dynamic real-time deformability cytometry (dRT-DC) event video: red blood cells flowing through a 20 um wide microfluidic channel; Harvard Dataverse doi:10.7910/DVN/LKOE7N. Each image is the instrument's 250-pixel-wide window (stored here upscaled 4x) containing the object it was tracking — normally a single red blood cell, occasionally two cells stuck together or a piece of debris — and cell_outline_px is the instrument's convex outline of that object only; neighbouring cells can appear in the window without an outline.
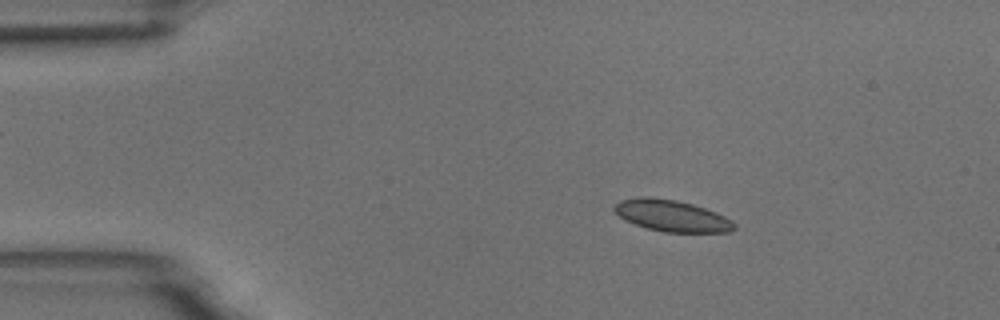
{"species": "common noctule bat (a hibernating species)", "species_latin": "Nyctalus noctula", "temperature_condition": "room temperature", "stored_images_in_passage": 59, "camera_frame_rate_fps": 3000, "um_per_image_px": 0.085, "animal": {"sex": "male", "body_mass_g": 18.8}, "frame": {"image": 1, "passage_image": 10, "time_ms": 3.0, "image_size_px": [1000, 320], "cell_outline_px": [[736, 228], [732, 232], [664, 232], [648, 228], [624, 220], [612, 208], [620, 200], [640, 196], [648, 196], [676, 200], [692, 204], [716, 212], [732, 220], [736, 224]], "centroid_in_image_um": [57.11, 18.33], "position_along_channel_um": 27.9, "area_um2": 22.02}}
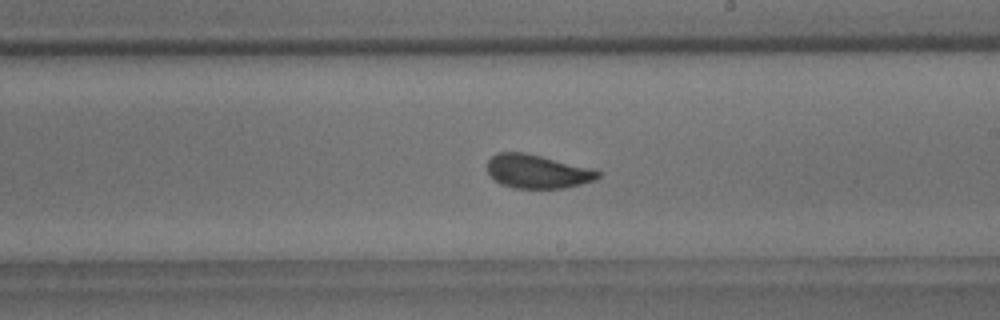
{"frame": {"image": 2, "passage_image": 34, "time_ms": 11.0, "image_size_px": [1000, 320], "cell_outline_px": [[600, 176], [596, 180], [564, 188], [512, 188], [500, 184], [488, 172], [488, 160], [496, 152], [524, 152], [588, 168], [600, 172]], "centroid_in_image_um": [45.63, 14.58], "position_along_channel_um": 243.4, "area_um2": 21.39}}
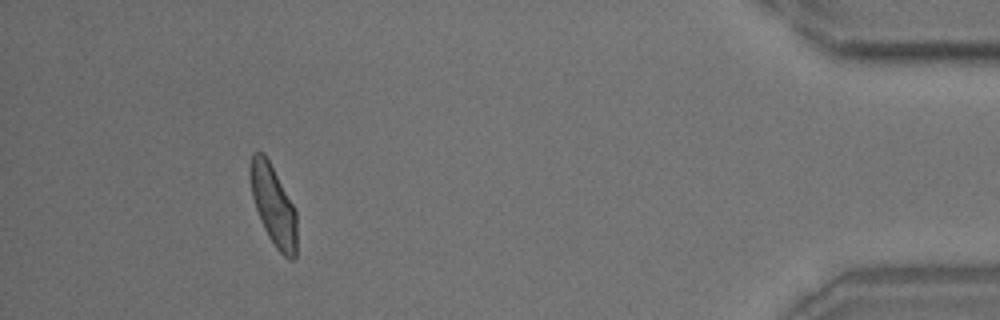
{"frame": {"image": 3, "passage_image": 54, "time_ms": 17.667, "image_size_px": [1000, 320], "cell_outline_px": [[296, 256], [292, 260], [288, 260], [276, 248], [268, 236], [260, 220], [252, 196], [248, 172], [248, 168], [252, 152], [264, 152], [296, 208]], "centroid_in_image_um": [23.22, 17.42], "position_along_channel_um": 412.0, "area_um2": 22.08}, "authors_computed_cell_mechanics": {"area_um2": 21.9062, "velocity_mm_per_s": 3.425, "shape_relaxation_time_tau1_ms": 5.0566, "shape_relaxation_time_tau2_ms": 0.93, "deformation_change_tau1": 0.1208, "deformation_change_tau2": 0.051}}